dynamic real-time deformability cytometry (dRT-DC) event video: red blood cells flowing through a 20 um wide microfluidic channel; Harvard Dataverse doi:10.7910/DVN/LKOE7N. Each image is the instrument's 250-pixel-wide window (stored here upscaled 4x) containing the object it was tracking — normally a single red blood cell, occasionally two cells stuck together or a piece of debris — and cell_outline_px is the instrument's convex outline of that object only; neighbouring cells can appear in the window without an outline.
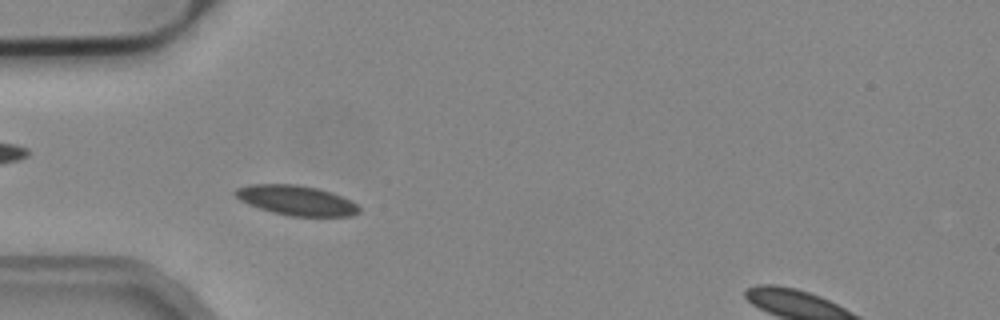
{"species": "common noctule bat (a hibernating species)", "species_latin": "Nyctalus noctula", "temperature_condition": "cold", "stored_images_in_passage": 49, "segment_of_instrument_passage": [1, 2], "camera_frame_rate_fps": 3000, "um_per_image_px": 0.085, "animal": {"sex": "male", "body_mass_g": 19.2, "forearm_length_mm": 51.8}, "frame": {"image": 1, "passage_image": 10, "time_ms": 3.0, "image_size_px": [1000, 320], "cell_outline_px": [[360, 212], [352, 216], [288, 216], [272, 212], [248, 204], [240, 200], [232, 192], [236, 188], [248, 184], [296, 184], [316, 188], [332, 192], [352, 200], [360, 208]], "centroid_in_image_um": [25.19, 17.03], "position_along_channel_um": 59.8, "area_um2": 21.68}}
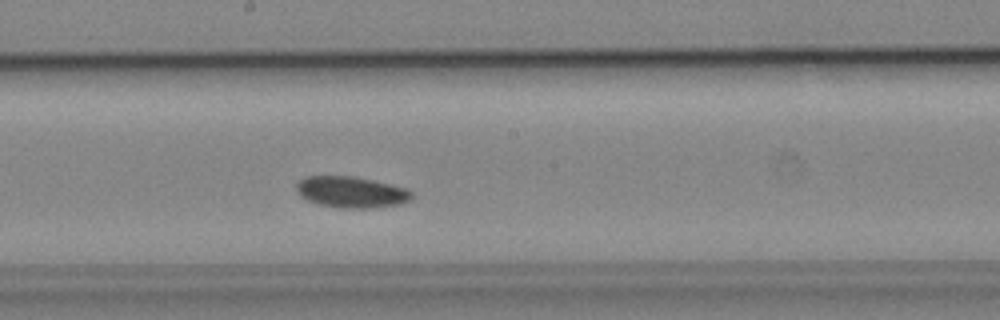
{"frame": {"image": 2, "passage_image": 23, "time_ms": 7.333, "image_size_px": [1000, 320], "cell_outline_px": [[412, 200], [400, 204], [372, 208], [340, 208], [320, 204], [308, 200], [300, 196], [296, 192], [296, 184], [300, 180], [308, 176], [352, 176], [372, 180], [408, 188], [412, 192]], "centroid_in_image_um": [29.88, 16.33], "position_along_channel_um": 218.3, "area_um2": 21.04}}
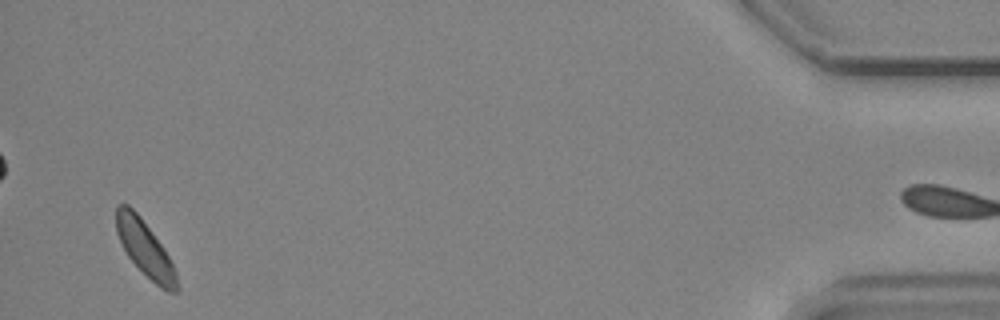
{"frame": {"image": 3, "passage_image": 46, "time_ms": 15.0, "image_size_px": [1000, 320], "cell_outline_px": [[180, 288], [176, 292], [168, 292], [160, 288], [128, 256], [116, 232], [116, 204], [128, 204], [140, 216], [164, 248], [176, 272]], "centroid_in_image_um": [12.34, 21.13], "position_along_channel_um": 422.9, "area_um2": 19.31}}